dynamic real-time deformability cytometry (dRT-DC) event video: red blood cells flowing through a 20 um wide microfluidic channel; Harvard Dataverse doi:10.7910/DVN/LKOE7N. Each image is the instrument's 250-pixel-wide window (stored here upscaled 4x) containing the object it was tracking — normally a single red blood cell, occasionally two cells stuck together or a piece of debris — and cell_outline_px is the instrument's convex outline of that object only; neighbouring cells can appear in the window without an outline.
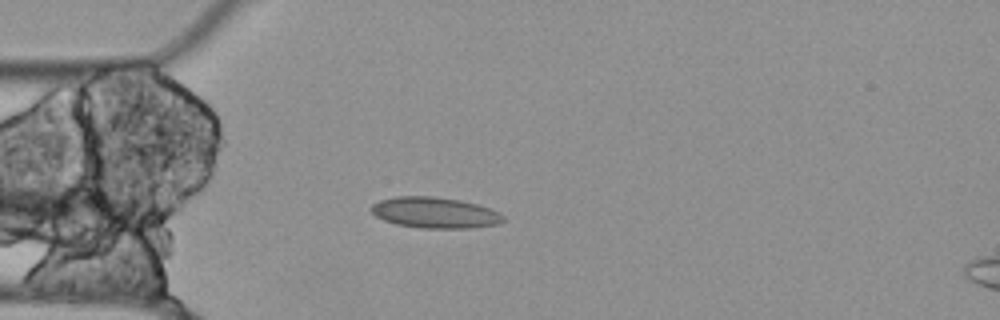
{"species": "Egyptian fruit bat (a non-hibernating species)", "species_latin": "Rousettus aegyptiacus", "temperature_condition": "cold", "stored_images_in_passage": 32, "camera_frame_rate_fps": 3000, "um_per_image_px": 0.085, "animal": {"sex": "female"}, "frame": {"image": 1, "passage_image": 1, "time_ms": 0.0, "image_size_px": [1000, 320], "cell_outline_px": [[504, 220], [496, 224], [468, 228], [420, 228], [396, 224], [384, 220], [376, 216], [368, 208], [372, 204], [380, 200], [396, 196], [432, 196], [460, 200], [476, 204], [488, 208], [504, 216]], "centroid_in_image_um": [36.9, 18.07], "position_along_channel_um": 48.1, "area_um2": 23.64}}
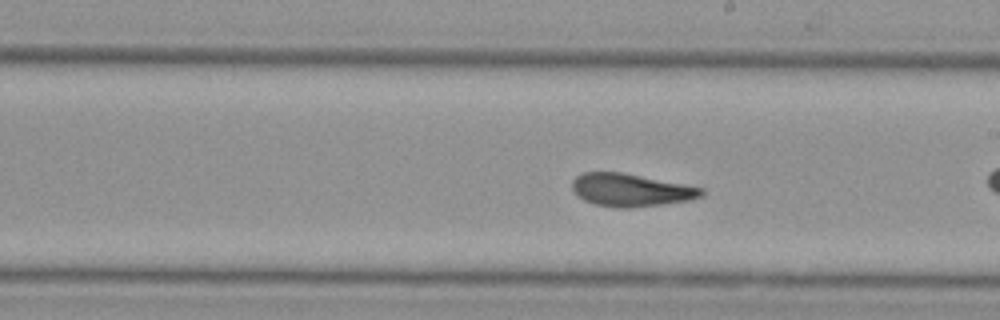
{"frame": {"image": 2, "passage_image": 14, "time_ms": 4.333, "image_size_px": [1000, 320], "cell_outline_px": [[704, 192], [700, 196], [692, 200], [664, 204], [628, 208], [620, 208], [592, 204], [584, 200], [572, 188], [572, 180], [576, 176], [584, 172], [620, 172], [704, 188]], "centroid_in_image_um": [53.61, 16.16], "position_along_channel_um": 235.4, "area_um2": 24.51}}
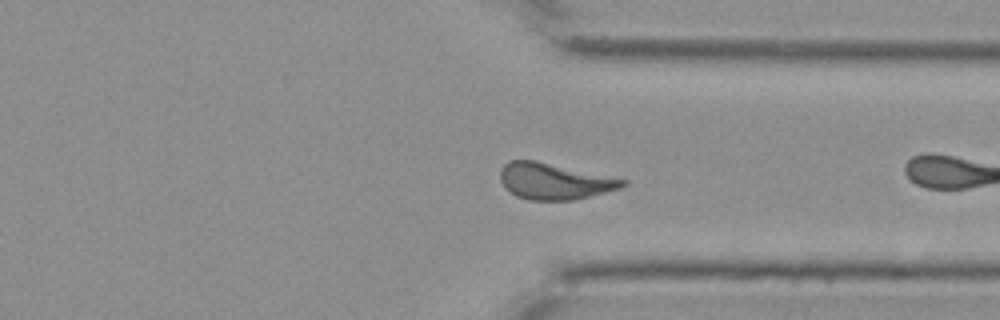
{"frame": {"image": 3, "passage_image": 25, "time_ms": 8.0, "image_size_px": [1000, 320], "cell_outline_px": [[628, 184], [620, 188], [572, 200], [528, 200], [516, 196], [504, 188], [500, 180], [500, 168], [508, 160], [536, 160], [628, 180]], "centroid_in_image_um": [47.07, 15.4], "position_along_channel_um": 364.3, "area_um2": 25.89}, "authors_computed_cell_mechanics": {"area_um2": 25.1719, "velocity_mm_per_s": 3.4988, "shape_relaxation_time_tau1_ms": 4.1308, "shape_relaxation_time_tau2_ms": 1.8331, "deformation_change_tau1": 0.0668, "deformation_change_tau2": 0.0681}}